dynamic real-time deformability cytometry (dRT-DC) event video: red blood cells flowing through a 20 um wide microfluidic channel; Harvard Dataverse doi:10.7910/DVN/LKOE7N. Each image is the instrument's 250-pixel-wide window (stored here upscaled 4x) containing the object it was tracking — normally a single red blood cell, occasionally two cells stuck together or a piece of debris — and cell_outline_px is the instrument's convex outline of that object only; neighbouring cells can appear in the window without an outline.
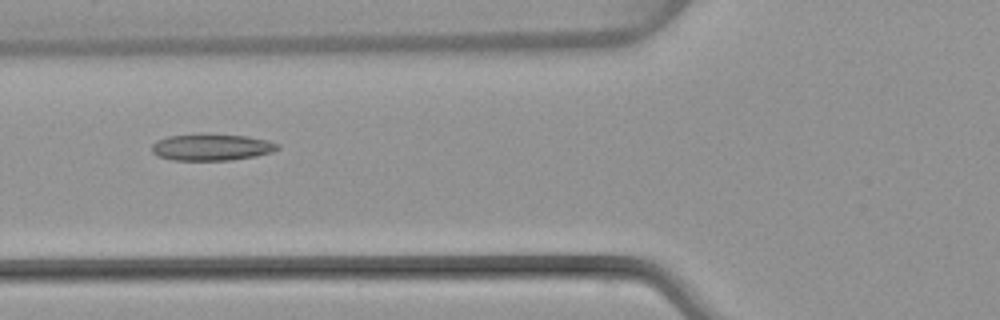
{"species": "common noctule bat (a hibernating species)", "species_latin": "Nyctalus noctula", "temperature_condition": "warm", "stored_images_in_passage": 43, "camera_frame_rate_fps": 3000, "um_per_image_px": 0.085, "animal": {"sex": "female", "body_mass_g": 22.7, "forearm_length_mm": 54.2}, "frame": {"image": 1, "passage_image": 12, "time_ms": 3.667, "image_size_px": [1000, 320], "cell_outline_px": [[280, 148], [272, 152], [256, 156], [232, 160], [172, 160], [156, 156], [152, 152], [152, 144], [156, 140], [168, 136], [248, 136], [268, 140], [280, 144]], "centroid_in_image_um": [18.0, 12.55], "position_along_channel_um": 107.8, "area_um2": 19.02}}
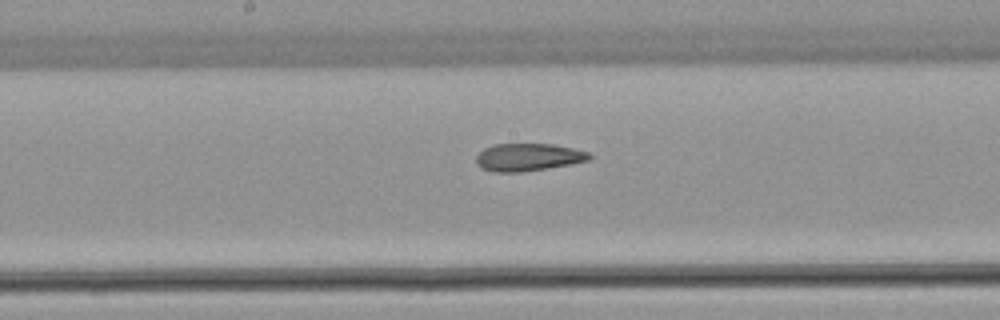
{"frame": {"image": 2, "passage_image": 19, "time_ms": 6.0, "image_size_px": [1000, 320], "cell_outline_px": [[592, 156], [588, 160], [568, 164], [520, 172], [492, 172], [480, 168], [476, 164], [476, 156], [484, 148], [496, 144], [552, 144], [572, 148], [588, 152]], "centroid_in_image_um": [44.83, 13.36], "position_along_channel_um": 203.4, "area_um2": 17.98}}
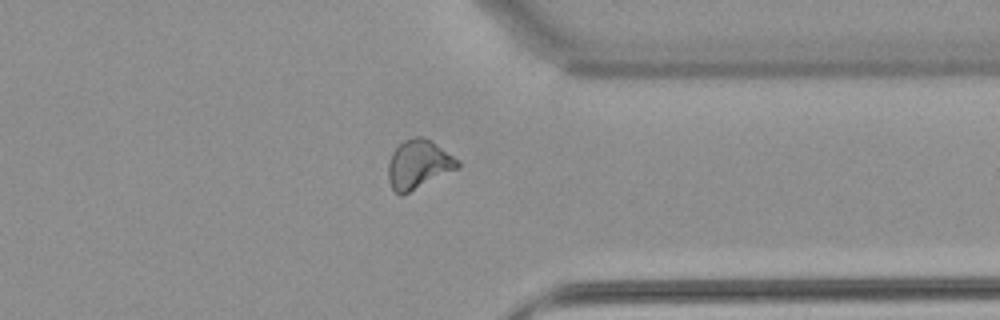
{"frame": {"image": 3, "passage_image": 32, "time_ms": 10.333, "image_size_px": [1000, 320], "cell_outline_px": [[460, 168], [400, 196], [392, 188], [388, 180], [388, 164], [392, 152], [404, 140], [412, 136], [420, 136], [428, 140], [460, 160]], "centroid_in_image_um": [35.57, 13.98], "position_along_channel_um": 375.8, "area_um2": 19.59}, "authors_computed_cell_mechanics": {"area_um2": 19.0162, "velocity_mm_per_s": 4.085, "shape_relaxation_time_tau1_ms": 7.1856, "shape_relaxation_time_tau2_ms": 1.9765, "deformation_change_tau1": 0.1931, "deformation_change_tau2": 0.08}}